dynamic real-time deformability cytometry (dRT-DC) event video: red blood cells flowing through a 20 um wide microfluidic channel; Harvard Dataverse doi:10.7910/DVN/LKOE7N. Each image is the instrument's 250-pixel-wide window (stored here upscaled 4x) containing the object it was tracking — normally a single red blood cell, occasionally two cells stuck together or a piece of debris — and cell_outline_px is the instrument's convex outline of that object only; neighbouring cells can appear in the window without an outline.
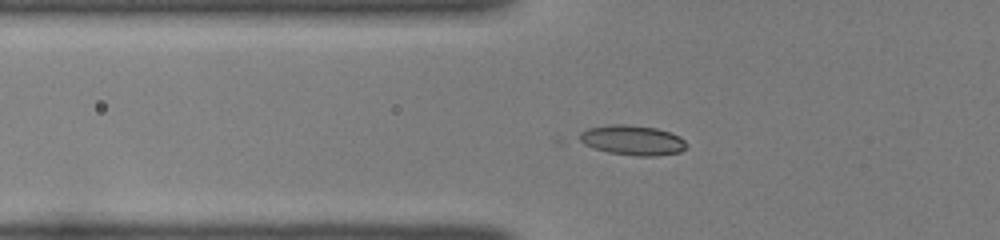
{"species": "common noctule bat (a hibernating species)", "species_latin": "Nyctalus noctula", "temperature_condition": "room temperature", "stored_images_in_passage": 47, "camera_frame_rate_fps": 3000, "um_per_image_px": 0.085, "animal": {"sex": "female", "body_mass_g": 22.0, "forearm_length_mm": 56.7}, "frame": {"image": 1, "passage_image": 15, "time_ms": 4.667, "image_size_px": [1000, 240], "cell_outline_px": [[688, 148], [680, 152], [656, 156], [636, 156], [608, 152], [560, 144], [556, 140], [560, 136], [588, 128], [612, 124], [628, 124], [656, 128], [672, 132], [680, 136], [688, 144]], "centroid_in_image_um": [53.24, 11.92], "position_along_channel_um": 72.6, "area_um2": 21.27}}
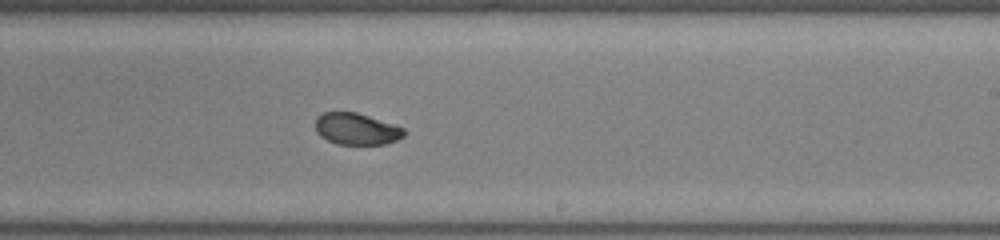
{"frame": {"image": 2, "passage_image": 29, "time_ms": 9.333, "image_size_px": [1000, 240], "cell_outline_px": [[404, 136], [396, 140], [384, 144], [336, 144], [320, 136], [316, 132], [316, 116], [324, 112], [356, 112], [404, 128]], "centroid_in_image_um": [30.26, 10.96], "position_along_channel_um": 258.7, "area_um2": 16.18}}
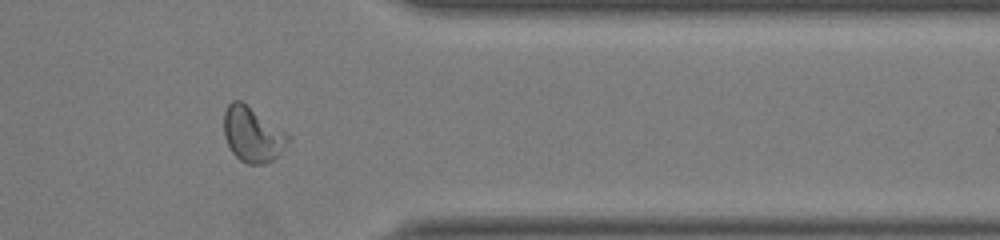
{"frame": {"image": 3, "passage_image": 39, "time_ms": 12.667, "image_size_px": [1000, 240], "cell_outline_px": [[292, 136], [288, 144], [272, 160], [264, 164], [248, 164], [240, 160], [232, 152], [224, 136], [224, 112], [228, 104], [232, 100], [240, 100], [288, 132]], "centroid_in_image_um": [21.48, 11.42], "position_along_channel_um": 389.9, "area_um2": 20.69}}